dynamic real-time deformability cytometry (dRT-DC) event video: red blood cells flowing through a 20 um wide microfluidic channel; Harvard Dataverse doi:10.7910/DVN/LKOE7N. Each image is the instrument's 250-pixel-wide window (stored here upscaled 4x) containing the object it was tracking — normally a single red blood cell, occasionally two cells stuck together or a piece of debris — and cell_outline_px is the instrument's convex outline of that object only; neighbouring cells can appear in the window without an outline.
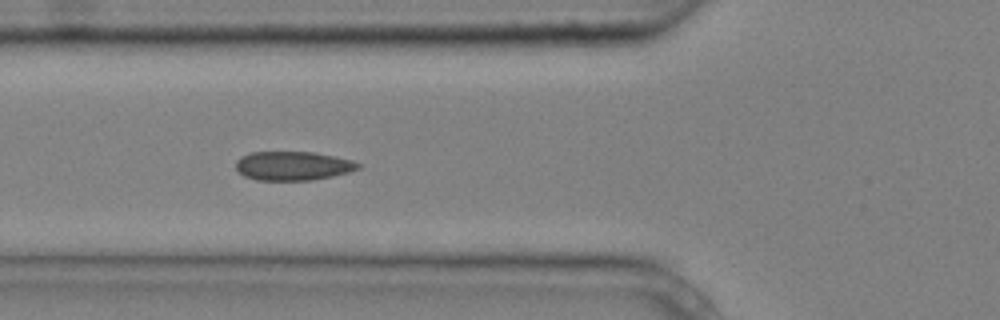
{"species": "common noctule bat (a hibernating species)", "species_latin": "Nyctalus noctula", "temperature_condition": "cold", "stored_images_in_passage": 7, "camera_frame_rate_fps": 3000, "um_per_image_px": 0.085, "animal": {"sex": "male", "body_mass_g": 20.4}, "frame": {"image": 1, "passage_image": 6, "time_ms": 1.667, "image_size_px": [1000, 320], "cell_outline_px": [[364, 164], [360, 168], [348, 172], [332, 176], [312, 180], [256, 180], [244, 176], [236, 168], [236, 160], [240, 156], [252, 152], [312, 152], [352, 160]], "centroid_in_image_um": [24.9, 14.1], "position_along_channel_um": 100.9, "area_um2": 20.63}}